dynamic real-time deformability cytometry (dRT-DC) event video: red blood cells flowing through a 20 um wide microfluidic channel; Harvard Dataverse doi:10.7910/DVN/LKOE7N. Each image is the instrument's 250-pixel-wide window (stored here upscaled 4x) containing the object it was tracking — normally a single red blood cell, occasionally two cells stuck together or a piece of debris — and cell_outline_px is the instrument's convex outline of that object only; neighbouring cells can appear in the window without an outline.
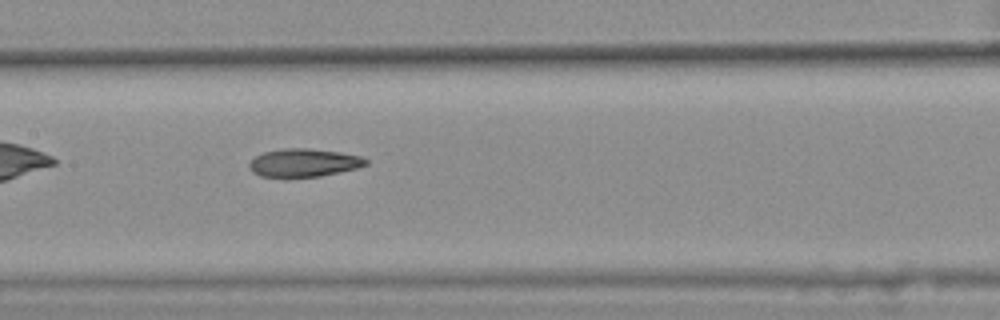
{"species": "common noctule bat (a hibernating species)", "species_latin": "Nyctalus noctula", "temperature_condition": "warm", "stored_images_in_passage": 31, "camera_frame_rate_fps": 3000, "um_per_image_px": 0.085, "animal": {"sex": "female", "body_mass_g": 25.1}, "frame": {"image": 1, "passage_image": 10, "time_ms": 3.0, "image_size_px": [1000, 320], "cell_outline_px": [[368, 164], [356, 168], [320, 176], [260, 176], [252, 172], [248, 168], [248, 164], [256, 156], [264, 152], [280, 148], [308, 148], [340, 152], [360, 156], [368, 160]], "centroid_in_image_um": [25.81, 13.81], "position_along_channel_um": 181.6, "area_um2": 18.9}}
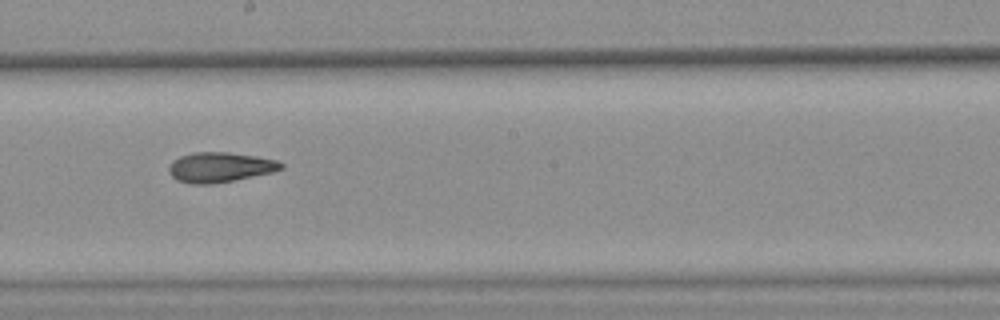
{"frame": {"image": 2, "passage_image": 14, "time_ms": 4.333, "image_size_px": [1000, 320], "cell_outline_px": [[284, 168], [272, 172], [212, 184], [192, 184], [176, 180], [168, 172], [168, 168], [172, 160], [180, 156], [192, 152], [228, 152], [256, 156], [276, 160], [284, 164]], "centroid_in_image_um": [18.66, 14.21], "position_along_channel_um": 229.5, "area_um2": 19.59}}